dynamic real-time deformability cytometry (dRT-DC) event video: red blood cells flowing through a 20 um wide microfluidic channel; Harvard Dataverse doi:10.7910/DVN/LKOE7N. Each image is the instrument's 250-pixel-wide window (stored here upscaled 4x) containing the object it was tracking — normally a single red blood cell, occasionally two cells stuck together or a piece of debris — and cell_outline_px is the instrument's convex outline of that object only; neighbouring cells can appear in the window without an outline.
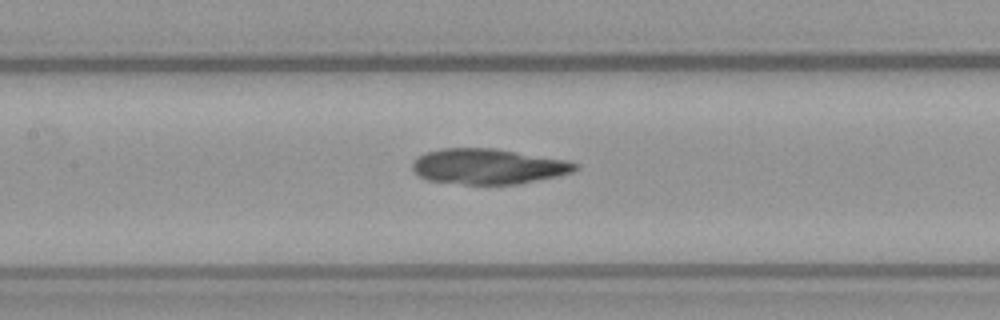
{"species": "common noctule bat (a hibernating species)", "species_latin": "Nyctalus noctula", "temperature_condition": "warm", "stored_images_in_passage": 37, "camera_frame_rate_fps": 3000, "um_per_image_px": 0.085, "animal": {"sex": "female", "body_mass_g": 21.9}, "frame": {"image": 1, "passage_image": 10, "time_ms": 3.0, "image_size_px": [1000, 320], "cell_outline_px": [[576, 168], [572, 172], [556, 176], [516, 184], [464, 184], [428, 180], [416, 176], [412, 168], [412, 164], [420, 156], [428, 152], [444, 148], [496, 148], [564, 160], [576, 164]], "centroid_in_image_um": [41.44, 14.15], "position_along_channel_um": 166.0, "area_um2": 33.12}}
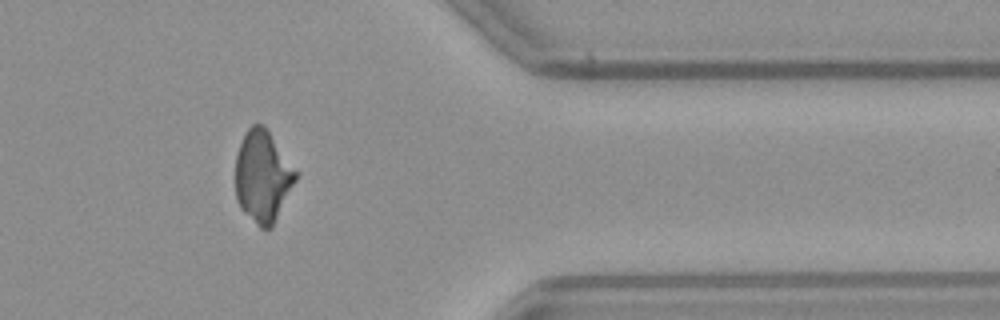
{"frame": {"image": 2, "passage_image": 28, "time_ms": 9.0, "image_size_px": [1000, 320], "cell_outline_px": [[296, 180], [272, 228], [260, 228], [240, 208], [236, 200], [236, 156], [240, 144], [248, 128], [252, 124], [264, 124], [296, 172]], "centroid_in_image_um": [22.31, 15.01], "position_along_channel_um": 389.1, "area_um2": 31.73}}
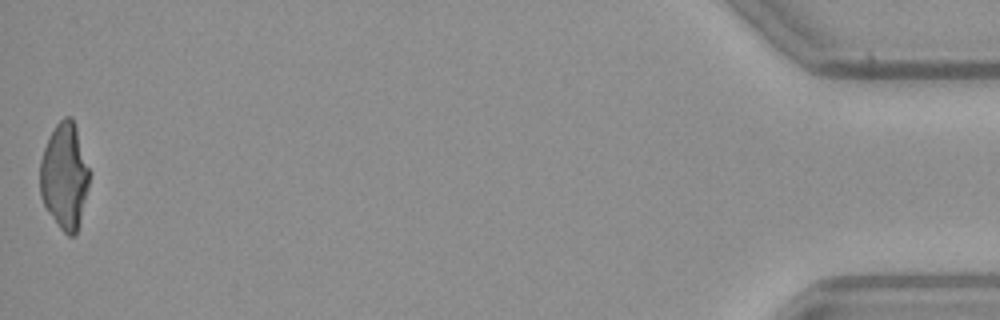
{"frame": {"image": 3, "passage_image": 37, "time_ms": 12.0, "image_size_px": [1000, 320], "cell_outline_px": [[92, 172], [80, 224], [76, 236], [68, 236], [60, 228], [48, 212], [40, 196], [40, 160], [44, 148], [56, 124], [64, 116], [72, 116]], "centroid_in_image_um": [5.52, 14.99], "position_along_channel_um": 429.7, "area_um2": 31.04}}